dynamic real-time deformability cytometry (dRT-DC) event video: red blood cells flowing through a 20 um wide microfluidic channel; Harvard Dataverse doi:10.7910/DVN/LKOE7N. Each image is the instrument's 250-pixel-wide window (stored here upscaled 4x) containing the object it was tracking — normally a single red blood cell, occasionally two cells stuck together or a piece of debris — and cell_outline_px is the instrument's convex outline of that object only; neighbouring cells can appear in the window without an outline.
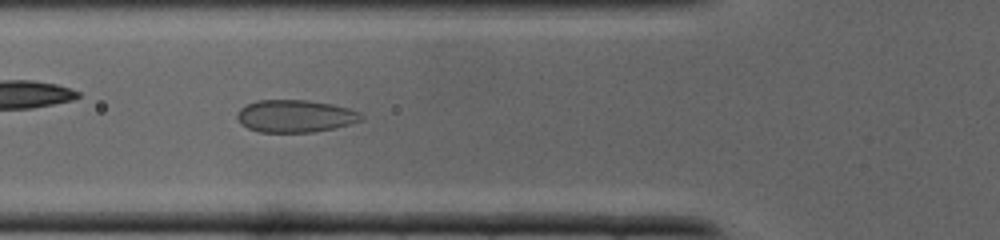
{"species": "common noctule bat (a hibernating species)", "species_latin": "Nyctalus noctula", "temperature_condition": "cold", "stored_images_in_passage": 36, "camera_frame_rate_fps": 3000, "um_per_image_px": 0.085, "animal": {"sex": "male", "body_mass_g": 19.0, "forearm_length_mm": 50.8}, "frame": {"image": 1, "passage_image": 12, "time_ms": 3.667, "image_size_px": [1000, 240], "cell_outline_px": [[364, 120], [332, 128], [312, 132], [260, 132], [248, 128], [240, 124], [236, 116], [236, 112], [240, 108], [248, 104], [260, 100], [304, 100], [332, 104], [348, 108], [360, 112], [364, 116]], "centroid_in_image_um": [25.08, 9.87], "position_along_channel_um": 100.7, "area_um2": 23.41}}
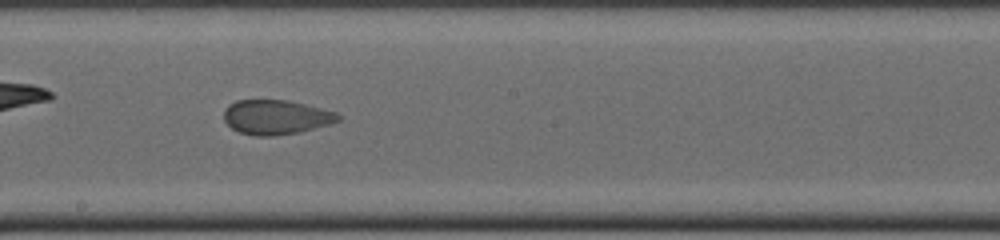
{"frame": {"image": 2, "passage_image": 19, "time_ms": 6.0, "image_size_px": [1000, 240], "cell_outline_px": [[340, 120], [328, 124], [300, 132], [276, 136], [252, 136], [240, 132], [232, 128], [224, 120], [224, 108], [228, 104], [236, 100], [288, 100], [336, 112], [340, 116]], "centroid_in_image_um": [23.42, 9.96], "position_along_channel_um": 224.8, "area_um2": 23.0}}
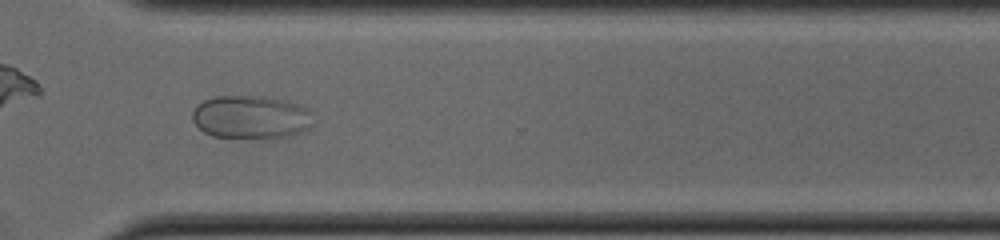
{"frame": {"image": 3, "passage_image": 26, "time_ms": 8.333, "image_size_px": [1000, 240], "cell_outline_px": [[312, 124], [308, 128], [300, 132], [288, 136], [268, 140], [264, 140], [212, 136], [204, 132], [192, 120], [192, 112], [204, 100], [216, 96], [268, 96], [288, 100], [308, 108]], "centroid_in_image_um": [21.35, 9.97], "position_along_channel_um": 349.3, "area_um2": 30.98}}